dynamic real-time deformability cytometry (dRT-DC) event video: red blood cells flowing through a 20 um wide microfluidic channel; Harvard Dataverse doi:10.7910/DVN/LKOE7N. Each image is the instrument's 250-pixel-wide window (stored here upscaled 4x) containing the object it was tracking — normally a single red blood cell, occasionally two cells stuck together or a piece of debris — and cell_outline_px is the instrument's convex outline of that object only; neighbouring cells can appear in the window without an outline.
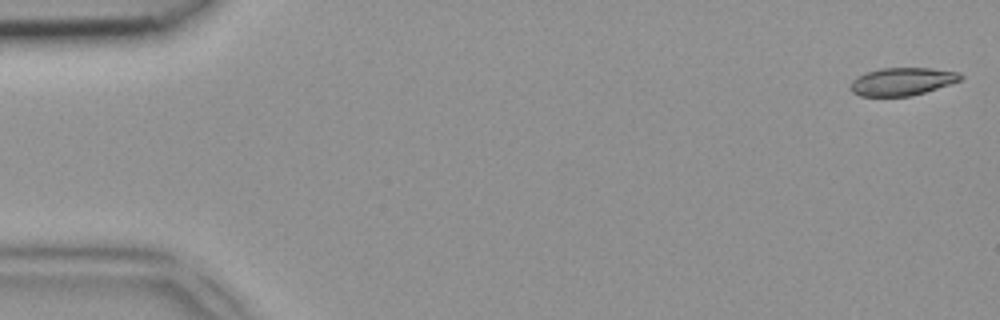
{"species": "common noctule bat (a hibernating species)", "species_latin": "Nyctalus noctula", "temperature_condition": "room temperature", "stored_images_in_passage": 47, "camera_frame_rate_fps": 3000, "um_per_image_px": 0.085, "animal": {"sex": "female", "body_mass_g": 18.4}, "frame": {"image": 1, "passage_image": 1, "time_ms": 0.0, "image_size_px": [1000, 320], "cell_outline_px": [[964, 76], [960, 80], [912, 96], [860, 96], [852, 92], [848, 88], [852, 80], [856, 76], [864, 72], [880, 68], [932, 68], [960, 72]], "centroid_in_image_um": [76.63, 6.92], "position_along_channel_um": 8.4, "area_um2": 17.98}}
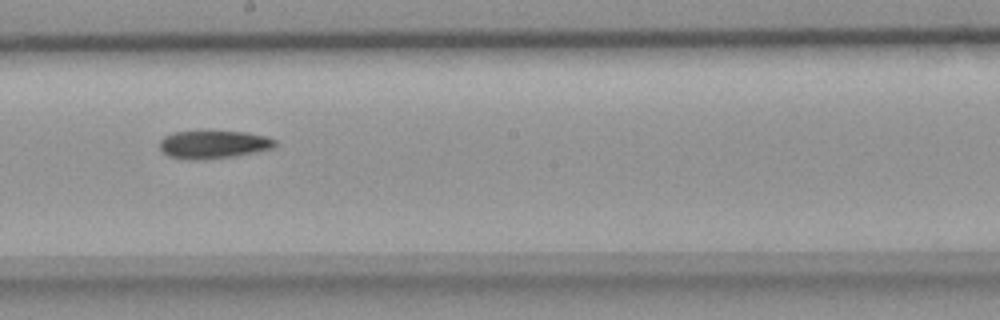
{"frame": {"image": 2, "passage_image": 26, "time_ms": 8.333, "image_size_px": [1000, 320], "cell_outline_px": [[276, 144], [272, 148], [256, 152], [236, 156], [168, 156], [160, 148], [160, 140], [164, 136], [176, 132], [244, 132], [264, 136], [276, 140]], "centroid_in_image_um": [18.21, 12.23], "position_along_channel_um": 230.0, "area_um2": 17.46}}
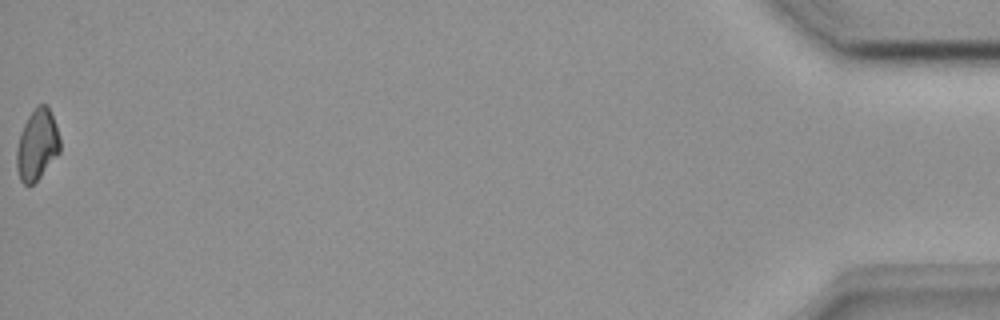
{"frame": {"image": 3, "passage_image": 47, "time_ms": 15.333, "image_size_px": [1000, 320], "cell_outline_px": [[60, 152], [40, 176], [32, 184], [24, 184], [20, 180], [16, 168], [16, 148], [20, 132], [28, 116], [36, 104], [48, 104], [56, 124], [60, 140]], "centroid_in_image_um": [3.14, 12.26], "position_along_channel_um": 432.1, "area_um2": 18.03}}